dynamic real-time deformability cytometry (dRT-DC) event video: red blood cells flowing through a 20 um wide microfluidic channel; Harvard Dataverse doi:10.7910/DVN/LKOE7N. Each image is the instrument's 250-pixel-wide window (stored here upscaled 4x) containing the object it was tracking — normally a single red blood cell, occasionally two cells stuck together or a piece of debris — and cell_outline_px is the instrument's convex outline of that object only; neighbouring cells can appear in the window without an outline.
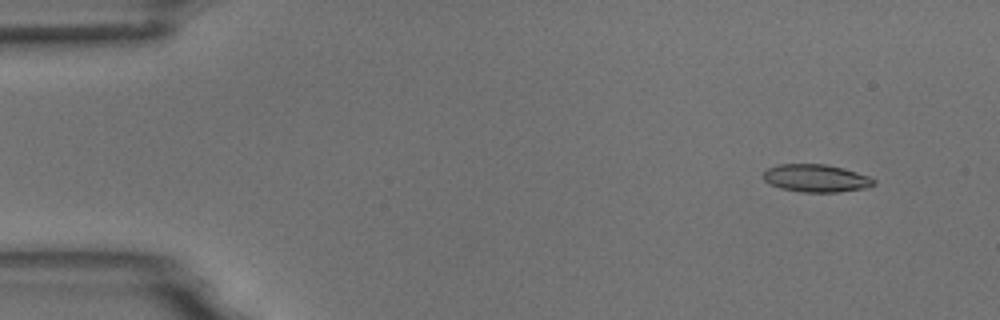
{"species": "common noctule bat (a hibernating species)", "species_latin": "Nyctalus noctula", "temperature_condition": "room temperature", "stored_images_in_passage": 53, "camera_frame_rate_fps": 3000, "um_per_image_px": 0.085, "animal": {"sex": "male", "body_mass_g": 18.8}, "frame": {"image": 1, "passage_image": 4, "time_ms": 1.0, "image_size_px": [1000, 320], "cell_outline_px": [[876, 184], [864, 188], [840, 192], [804, 192], [780, 188], [764, 180], [764, 172], [768, 168], [780, 164], [824, 164], [844, 168], [868, 176], [876, 180]], "centroid_in_image_um": [69.39, 15.15], "position_along_channel_um": 15.6, "area_um2": 17.69}}
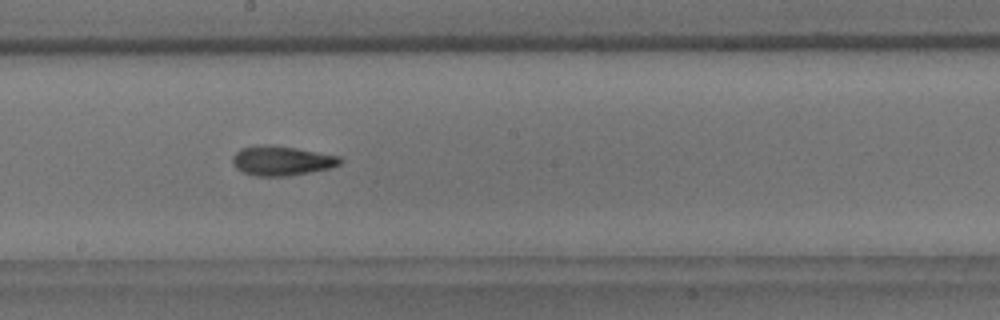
{"frame": {"image": 2, "passage_image": 29, "time_ms": 9.333, "image_size_px": [1000, 320], "cell_outline_px": [[344, 160], [340, 164], [332, 168], [288, 176], [256, 176], [240, 172], [232, 164], [232, 156], [240, 148], [256, 144], [264, 144], [296, 148], [340, 156]], "centroid_in_image_um": [23.92, 13.66], "position_along_channel_um": 224.3, "area_um2": 18.84}}
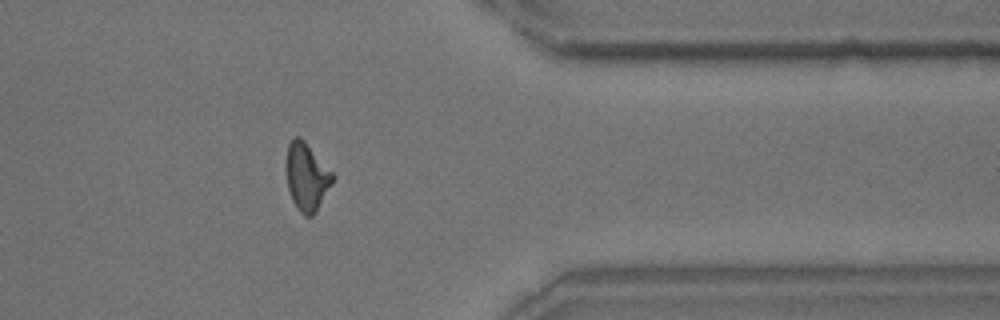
{"frame": {"image": 3, "passage_image": 43, "time_ms": 14.0, "image_size_px": [1000, 320], "cell_outline_px": [[336, 176], [332, 184], [316, 212], [312, 216], [304, 216], [296, 208], [292, 200], [288, 188], [284, 164], [288, 144], [296, 136], [300, 136], [304, 140]], "centroid_in_image_um": [26.05, 15.03], "position_along_channel_um": 385.3, "area_um2": 18.61}, "authors_computed_cell_mechanics": {"area_um2": 17.7446, "velocity_mm_per_s": 3.7546, "shape_relaxation_time_tau1_ms": 7.3971, "shape_relaxation_time_tau2_ms": 3.4577, "deformation_change_tau1": 0.2153, "deformation_change_tau2": 0.1193}}